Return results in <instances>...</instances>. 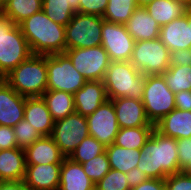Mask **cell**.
<instances>
[{"mask_svg":"<svg viewBox=\"0 0 191 190\" xmlns=\"http://www.w3.org/2000/svg\"><path fill=\"white\" fill-rule=\"evenodd\" d=\"M169 89L174 93L191 90V65H170L162 74Z\"/></svg>","mask_w":191,"mask_h":190,"instance_id":"f546056e","label":"cell"},{"mask_svg":"<svg viewBox=\"0 0 191 190\" xmlns=\"http://www.w3.org/2000/svg\"><path fill=\"white\" fill-rule=\"evenodd\" d=\"M26 172L24 149L0 151V181H23Z\"/></svg>","mask_w":191,"mask_h":190,"instance_id":"cb8c5ba5","label":"cell"},{"mask_svg":"<svg viewBox=\"0 0 191 190\" xmlns=\"http://www.w3.org/2000/svg\"><path fill=\"white\" fill-rule=\"evenodd\" d=\"M3 79L23 97H41L47 90L46 55H31Z\"/></svg>","mask_w":191,"mask_h":190,"instance_id":"3957f363","label":"cell"},{"mask_svg":"<svg viewBox=\"0 0 191 190\" xmlns=\"http://www.w3.org/2000/svg\"><path fill=\"white\" fill-rule=\"evenodd\" d=\"M87 136H89V129L86 117L76 112L55 121L51 133V138L65 157H69Z\"/></svg>","mask_w":191,"mask_h":190,"instance_id":"8fae6325","label":"cell"},{"mask_svg":"<svg viewBox=\"0 0 191 190\" xmlns=\"http://www.w3.org/2000/svg\"><path fill=\"white\" fill-rule=\"evenodd\" d=\"M62 164L26 165L24 184L29 190H58Z\"/></svg>","mask_w":191,"mask_h":190,"instance_id":"2e32d148","label":"cell"},{"mask_svg":"<svg viewBox=\"0 0 191 190\" xmlns=\"http://www.w3.org/2000/svg\"><path fill=\"white\" fill-rule=\"evenodd\" d=\"M32 55H52L66 50L65 26L55 23L41 10L19 24Z\"/></svg>","mask_w":191,"mask_h":190,"instance_id":"7a4b0ae2","label":"cell"},{"mask_svg":"<svg viewBox=\"0 0 191 190\" xmlns=\"http://www.w3.org/2000/svg\"><path fill=\"white\" fill-rule=\"evenodd\" d=\"M145 8L160 27L182 17L187 10L182 4L174 0H154Z\"/></svg>","mask_w":191,"mask_h":190,"instance_id":"4316f807","label":"cell"},{"mask_svg":"<svg viewBox=\"0 0 191 190\" xmlns=\"http://www.w3.org/2000/svg\"><path fill=\"white\" fill-rule=\"evenodd\" d=\"M82 168L94 185H96L110 171V164L106 151L90 161L82 163Z\"/></svg>","mask_w":191,"mask_h":190,"instance_id":"836d02e7","label":"cell"},{"mask_svg":"<svg viewBox=\"0 0 191 190\" xmlns=\"http://www.w3.org/2000/svg\"><path fill=\"white\" fill-rule=\"evenodd\" d=\"M154 0H136L138 7H145Z\"/></svg>","mask_w":191,"mask_h":190,"instance_id":"681fc988","label":"cell"},{"mask_svg":"<svg viewBox=\"0 0 191 190\" xmlns=\"http://www.w3.org/2000/svg\"><path fill=\"white\" fill-rule=\"evenodd\" d=\"M175 107L179 110L191 111V90H182L175 94Z\"/></svg>","mask_w":191,"mask_h":190,"instance_id":"7bdbcfd3","label":"cell"},{"mask_svg":"<svg viewBox=\"0 0 191 190\" xmlns=\"http://www.w3.org/2000/svg\"><path fill=\"white\" fill-rule=\"evenodd\" d=\"M72 61L74 68L87 81H103L110 58L100 45L88 48L66 49L64 52Z\"/></svg>","mask_w":191,"mask_h":190,"instance_id":"30bf717a","label":"cell"},{"mask_svg":"<svg viewBox=\"0 0 191 190\" xmlns=\"http://www.w3.org/2000/svg\"><path fill=\"white\" fill-rule=\"evenodd\" d=\"M141 152L136 167L148 178L166 179L169 175L181 172L175 138L164 136L154 129Z\"/></svg>","mask_w":191,"mask_h":190,"instance_id":"6da1fadb","label":"cell"},{"mask_svg":"<svg viewBox=\"0 0 191 190\" xmlns=\"http://www.w3.org/2000/svg\"><path fill=\"white\" fill-rule=\"evenodd\" d=\"M170 65L190 66L191 65V48L179 49L171 52Z\"/></svg>","mask_w":191,"mask_h":190,"instance_id":"60d3db41","label":"cell"},{"mask_svg":"<svg viewBox=\"0 0 191 190\" xmlns=\"http://www.w3.org/2000/svg\"><path fill=\"white\" fill-rule=\"evenodd\" d=\"M3 9H4V3L2 0H0V13H2Z\"/></svg>","mask_w":191,"mask_h":190,"instance_id":"816d5d0a","label":"cell"},{"mask_svg":"<svg viewBox=\"0 0 191 190\" xmlns=\"http://www.w3.org/2000/svg\"><path fill=\"white\" fill-rule=\"evenodd\" d=\"M105 147L93 136L83 139L68 158L77 163H85L105 151Z\"/></svg>","mask_w":191,"mask_h":190,"instance_id":"d6a6232c","label":"cell"},{"mask_svg":"<svg viewBox=\"0 0 191 190\" xmlns=\"http://www.w3.org/2000/svg\"><path fill=\"white\" fill-rule=\"evenodd\" d=\"M101 46L108 53L110 61H130L135 41L125 24L104 21L101 31Z\"/></svg>","mask_w":191,"mask_h":190,"instance_id":"7c38bea8","label":"cell"},{"mask_svg":"<svg viewBox=\"0 0 191 190\" xmlns=\"http://www.w3.org/2000/svg\"><path fill=\"white\" fill-rule=\"evenodd\" d=\"M17 148L13 127L0 125V150Z\"/></svg>","mask_w":191,"mask_h":190,"instance_id":"ab89813d","label":"cell"},{"mask_svg":"<svg viewBox=\"0 0 191 190\" xmlns=\"http://www.w3.org/2000/svg\"><path fill=\"white\" fill-rule=\"evenodd\" d=\"M104 21L101 16L75 13L65 26L66 49L100 46Z\"/></svg>","mask_w":191,"mask_h":190,"instance_id":"9c48e42d","label":"cell"},{"mask_svg":"<svg viewBox=\"0 0 191 190\" xmlns=\"http://www.w3.org/2000/svg\"><path fill=\"white\" fill-rule=\"evenodd\" d=\"M166 190H191V177L182 172L169 175L165 179Z\"/></svg>","mask_w":191,"mask_h":190,"instance_id":"74e56055","label":"cell"},{"mask_svg":"<svg viewBox=\"0 0 191 190\" xmlns=\"http://www.w3.org/2000/svg\"><path fill=\"white\" fill-rule=\"evenodd\" d=\"M142 103L147 119L156 124L175 107V94L162 75H146Z\"/></svg>","mask_w":191,"mask_h":190,"instance_id":"8992f818","label":"cell"},{"mask_svg":"<svg viewBox=\"0 0 191 190\" xmlns=\"http://www.w3.org/2000/svg\"><path fill=\"white\" fill-rule=\"evenodd\" d=\"M111 100L115 108L119 128L155 126L147 119L142 100L126 97Z\"/></svg>","mask_w":191,"mask_h":190,"instance_id":"9a60e30c","label":"cell"},{"mask_svg":"<svg viewBox=\"0 0 191 190\" xmlns=\"http://www.w3.org/2000/svg\"><path fill=\"white\" fill-rule=\"evenodd\" d=\"M127 182L130 188L138 186L142 182H144L148 177L146 176L145 173H143L141 170H139L137 167L134 169L130 170L126 174Z\"/></svg>","mask_w":191,"mask_h":190,"instance_id":"ee69618b","label":"cell"},{"mask_svg":"<svg viewBox=\"0 0 191 190\" xmlns=\"http://www.w3.org/2000/svg\"><path fill=\"white\" fill-rule=\"evenodd\" d=\"M108 0H80L79 13L103 17Z\"/></svg>","mask_w":191,"mask_h":190,"instance_id":"8d00e7d4","label":"cell"},{"mask_svg":"<svg viewBox=\"0 0 191 190\" xmlns=\"http://www.w3.org/2000/svg\"><path fill=\"white\" fill-rule=\"evenodd\" d=\"M130 190H166L165 179L148 178Z\"/></svg>","mask_w":191,"mask_h":190,"instance_id":"b9f144b4","label":"cell"},{"mask_svg":"<svg viewBox=\"0 0 191 190\" xmlns=\"http://www.w3.org/2000/svg\"><path fill=\"white\" fill-rule=\"evenodd\" d=\"M89 135L104 146L114 143L119 131L112 100L107 99L92 114L86 117Z\"/></svg>","mask_w":191,"mask_h":190,"instance_id":"4fadbf2b","label":"cell"},{"mask_svg":"<svg viewBox=\"0 0 191 190\" xmlns=\"http://www.w3.org/2000/svg\"><path fill=\"white\" fill-rule=\"evenodd\" d=\"M42 10V0H8L4 3L3 14L16 25Z\"/></svg>","mask_w":191,"mask_h":190,"instance_id":"f1b7e54d","label":"cell"},{"mask_svg":"<svg viewBox=\"0 0 191 190\" xmlns=\"http://www.w3.org/2000/svg\"><path fill=\"white\" fill-rule=\"evenodd\" d=\"M170 55L159 38L136 41L130 62L145 75H161L170 66Z\"/></svg>","mask_w":191,"mask_h":190,"instance_id":"52a82bcc","label":"cell"},{"mask_svg":"<svg viewBox=\"0 0 191 190\" xmlns=\"http://www.w3.org/2000/svg\"><path fill=\"white\" fill-rule=\"evenodd\" d=\"M13 130L17 147L21 149L27 148L41 137L40 133L25 119L19 121Z\"/></svg>","mask_w":191,"mask_h":190,"instance_id":"e575fe53","label":"cell"},{"mask_svg":"<svg viewBox=\"0 0 191 190\" xmlns=\"http://www.w3.org/2000/svg\"><path fill=\"white\" fill-rule=\"evenodd\" d=\"M26 97L0 78V125L14 127L24 119Z\"/></svg>","mask_w":191,"mask_h":190,"instance_id":"5bb4252c","label":"cell"},{"mask_svg":"<svg viewBox=\"0 0 191 190\" xmlns=\"http://www.w3.org/2000/svg\"><path fill=\"white\" fill-rule=\"evenodd\" d=\"M164 136L177 139L191 137V111L174 109L155 124Z\"/></svg>","mask_w":191,"mask_h":190,"instance_id":"7402d4cb","label":"cell"},{"mask_svg":"<svg viewBox=\"0 0 191 190\" xmlns=\"http://www.w3.org/2000/svg\"><path fill=\"white\" fill-rule=\"evenodd\" d=\"M179 4H182L185 8H191V0H174Z\"/></svg>","mask_w":191,"mask_h":190,"instance_id":"c3c4849f","label":"cell"},{"mask_svg":"<svg viewBox=\"0 0 191 190\" xmlns=\"http://www.w3.org/2000/svg\"><path fill=\"white\" fill-rule=\"evenodd\" d=\"M126 176V173L110 169L95 185V190H130Z\"/></svg>","mask_w":191,"mask_h":190,"instance_id":"d590c367","label":"cell"},{"mask_svg":"<svg viewBox=\"0 0 191 190\" xmlns=\"http://www.w3.org/2000/svg\"><path fill=\"white\" fill-rule=\"evenodd\" d=\"M125 26L135 42L159 38L161 27L145 7H137Z\"/></svg>","mask_w":191,"mask_h":190,"instance_id":"ffe728a7","label":"cell"},{"mask_svg":"<svg viewBox=\"0 0 191 190\" xmlns=\"http://www.w3.org/2000/svg\"><path fill=\"white\" fill-rule=\"evenodd\" d=\"M159 39L170 50V52L179 49L191 48V33L188 26V9L185 14L174 19L169 24L161 26Z\"/></svg>","mask_w":191,"mask_h":190,"instance_id":"e0dca14e","label":"cell"},{"mask_svg":"<svg viewBox=\"0 0 191 190\" xmlns=\"http://www.w3.org/2000/svg\"><path fill=\"white\" fill-rule=\"evenodd\" d=\"M73 96L75 112L85 117L108 99L103 81H87Z\"/></svg>","mask_w":191,"mask_h":190,"instance_id":"ac0fdd59","label":"cell"},{"mask_svg":"<svg viewBox=\"0 0 191 190\" xmlns=\"http://www.w3.org/2000/svg\"><path fill=\"white\" fill-rule=\"evenodd\" d=\"M24 153L26 165L62 164L65 158L51 136H41Z\"/></svg>","mask_w":191,"mask_h":190,"instance_id":"d6986e66","label":"cell"},{"mask_svg":"<svg viewBox=\"0 0 191 190\" xmlns=\"http://www.w3.org/2000/svg\"><path fill=\"white\" fill-rule=\"evenodd\" d=\"M67 2L75 13H79L80 0H67Z\"/></svg>","mask_w":191,"mask_h":190,"instance_id":"bcb514c9","label":"cell"},{"mask_svg":"<svg viewBox=\"0 0 191 190\" xmlns=\"http://www.w3.org/2000/svg\"><path fill=\"white\" fill-rule=\"evenodd\" d=\"M42 11L62 26H66L75 14L67 0H42Z\"/></svg>","mask_w":191,"mask_h":190,"instance_id":"1f68e13d","label":"cell"},{"mask_svg":"<svg viewBox=\"0 0 191 190\" xmlns=\"http://www.w3.org/2000/svg\"><path fill=\"white\" fill-rule=\"evenodd\" d=\"M58 190H95V185L83 171L82 164L65 157L60 170Z\"/></svg>","mask_w":191,"mask_h":190,"instance_id":"603a6c76","label":"cell"},{"mask_svg":"<svg viewBox=\"0 0 191 190\" xmlns=\"http://www.w3.org/2000/svg\"><path fill=\"white\" fill-rule=\"evenodd\" d=\"M181 172L183 174H185L186 176H189L191 177V160L190 162H188V164L186 166H184L182 169H181Z\"/></svg>","mask_w":191,"mask_h":190,"instance_id":"7dc6e473","label":"cell"},{"mask_svg":"<svg viewBox=\"0 0 191 190\" xmlns=\"http://www.w3.org/2000/svg\"><path fill=\"white\" fill-rule=\"evenodd\" d=\"M46 67L47 90L74 94L87 82L65 53L46 55Z\"/></svg>","mask_w":191,"mask_h":190,"instance_id":"ba28073f","label":"cell"},{"mask_svg":"<svg viewBox=\"0 0 191 190\" xmlns=\"http://www.w3.org/2000/svg\"><path fill=\"white\" fill-rule=\"evenodd\" d=\"M32 55L19 25L0 13V78Z\"/></svg>","mask_w":191,"mask_h":190,"instance_id":"5b68a950","label":"cell"},{"mask_svg":"<svg viewBox=\"0 0 191 190\" xmlns=\"http://www.w3.org/2000/svg\"><path fill=\"white\" fill-rule=\"evenodd\" d=\"M54 121L64 119L75 112L74 96L57 90H46L42 96Z\"/></svg>","mask_w":191,"mask_h":190,"instance_id":"d4e9b609","label":"cell"},{"mask_svg":"<svg viewBox=\"0 0 191 190\" xmlns=\"http://www.w3.org/2000/svg\"><path fill=\"white\" fill-rule=\"evenodd\" d=\"M188 26L190 27L191 33V8L188 9Z\"/></svg>","mask_w":191,"mask_h":190,"instance_id":"f907efd6","label":"cell"},{"mask_svg":"<svg viewBox=\"0 0 191 190\" xmlns=\"http://www.w3.org/2000/svg\"><path fill=\"white\" fill-rule=\"evenodd\" d=\"M155 126H141L134 128H119L114 144L126 149H138L145 145Z\"/></svg>","mask_w":191,"mask_h":190,"instance_id":"83f0119b","label":"cell"},{"mask_svg":"<svg viewBox=\"0 0 191 190\" xmlns=\"http://www.w3.org/2000/svg\"><path fill=\"white\" fill-rule=\"evenodd\" d=\"M0 190H29L24 181H0Z\"/></svg>","mask_w":191,"mask_h":190,"instance_id":"f6af8a7d","label":"cell"},{"mask_svg":"<svg viewBox=\"0 0 191 190\" xmlns=\"http://www.w3.org/2000/svg\"><path fill=\"white\" fill-rule=\"evenodd\" d=\"M105 151L108 156L110 169L126 174L137 166L142 154L141 150L126 149L114 143L106 146Z\"/></svg>","mask_w":191,"mask_h":190,"instance_id":"484cf974","label":"cell"},{"mask_svg":"<svg viewBox=\"0 0 191 190\" xmlns=\"http://www.w3.org/2000/svg\"><path fill=\"white\" fill-rule=\"evenodd\" d=\"M24 119L28 121L41 136H51L55 121L42 97L26 98Z\"/></svg>","mask_w":191,"mask_h":190,"instance_id":"44dd1931","label":"cell"},{"mask_svg":"<svg viewBox=\"0 0 191 190\" xmlns=\"http://www.w3.org/2000/svg\"><path fill=\"white\" fill-rule=\"evenodd\" d=\"M179 168L182 169L191 160V137L177 139Z\"/></svg>","mask_w":191,"mask_h":190,"instance_id":"f35d334b","label":"cell"},{"mask_svg":"<svg viewBox=\"0 0 191 190\" xmlns=\"http://www.w3.org/2000/svg\"><path fill=\"white\" fill-rule=\"evenodd\" d=\"M146 75L130 61L110 62L103 83L108 99L120 97L142 100Z\"/></svg>","mask_w":191,"mask_h":190,"instance_id":"277c9868","label":"cell"},{"mask_svg":"<svg viewBox=\"0 0 191 190\" xmlns=\"http://www.w3.org/2000/svg\"><path fill=\"white\" fill-rule=\"evenodd\" d=\"M137 7L136 0H108L102 18L107 22L125 24Z\"/></svg>","mask_w":191,"mask_h":190,"instance_id":"4dcf8cb0","label":"cell"}]
</instances>
